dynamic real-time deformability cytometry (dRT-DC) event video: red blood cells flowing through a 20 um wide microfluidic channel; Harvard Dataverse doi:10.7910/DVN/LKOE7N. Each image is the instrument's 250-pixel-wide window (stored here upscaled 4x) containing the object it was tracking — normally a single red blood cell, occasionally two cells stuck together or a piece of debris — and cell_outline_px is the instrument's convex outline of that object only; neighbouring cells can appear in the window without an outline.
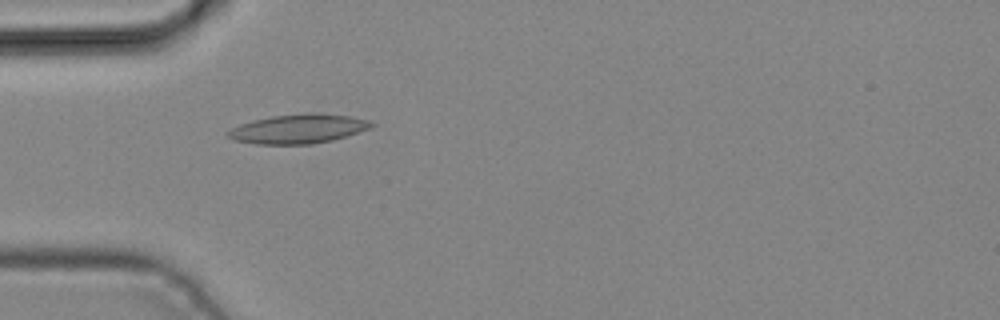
{"species": "common noctule bat (a hibernating species)", "species_latin": "Nyctalus noctula", "temperature_condition": "cold", "stored_images_in_passage": 5, "camera_frame_rate_fps": 3000, "um_per_image_px": 0.085, "animal": {"sex": "male", "body_mass_g": 19.2, "forearm_length_mm": 51.8}, "frame": {"image": 1, "passage_image": 4, "time_ms": 1.0, "image_size_px": [1000, 320], "cell_outline_px": [[376, 124], [368, 128], [332, 140], [312, 144], [256, 144], [232, 140], [224, 132], [240, 124], [252, 120], [272, 116], [312, 112], [348, 116], [368, 120]], "centroid_in_image_um": [25.28, 10.95], "position_along_channel_um": 59.7, "area_um2": 24.28}}
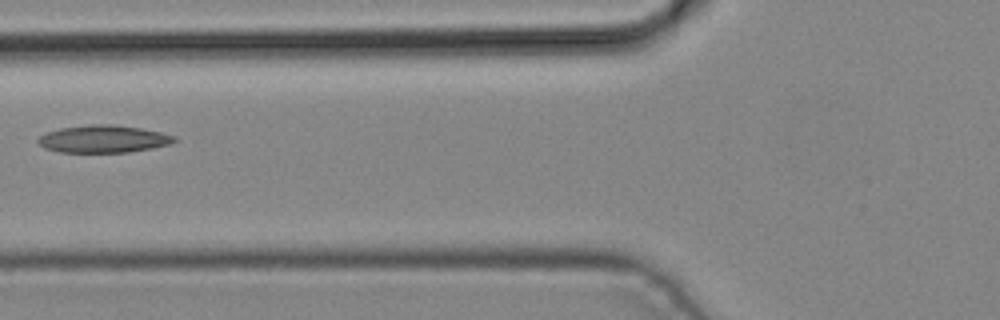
{"frame": {"image": 2, "passage_image": 5, "time_ms": 1.333, "image_size_px": [1000, 320], "cell_outline_px": [[176, 140], [168, 144], [152, 148], [128, 152], [60, 152], [44, 148], [36, 140], [40, 136], [48, 132], [60, 128], [92, 124], [116, 124], [140, 128], [160, 132], [176, 136]], "centroid_in_image_um": [8.78, 11.81], "position_along_channel_um": 117.0, "area_um2": 21.68}}